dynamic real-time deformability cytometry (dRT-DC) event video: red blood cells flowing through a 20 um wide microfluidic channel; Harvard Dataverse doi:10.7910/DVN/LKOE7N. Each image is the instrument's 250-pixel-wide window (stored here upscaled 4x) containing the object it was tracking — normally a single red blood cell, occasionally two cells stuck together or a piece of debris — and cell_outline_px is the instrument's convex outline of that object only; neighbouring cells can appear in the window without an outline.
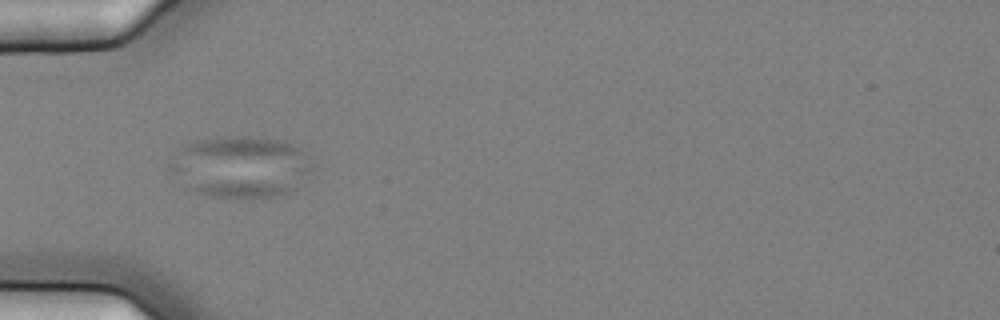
{"species": "common noctule bat (a hibernating species)", "species_latin": "Nyctalus noctula", "temperature_condition": "cold", "stored_images_in_passage": 11, "camera_frame_rate_fps": 3000, "um_per_image_px": 0.085, "animal": {"sex": "female", "body_mass_g": 25.1}, "frame": {"image": 1, "passage_image": 5, "time_ms": 1.333, "image_size_px": [1000, 320], "cell_outline_px": [[312, 168], [296, 188], [288, 192], [276, 196], [212, 196], [196, 192], [184, 188], [168, 168], [168, 164], [172, 156], [180, 148], [196, 140], [220, 136], [252, 136], [280, 140], [292, 144], [300, 148], [304, 152]], "centroid_in_image_um": [20.38, 14.15], "position_along_channel_um": 64.6, "area_um2": 50.81}}